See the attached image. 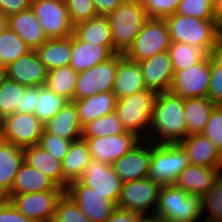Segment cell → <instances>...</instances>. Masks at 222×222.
Masks as SVG:
<instances>
[{
	"instance_id": "6da1fadb",
	"label": "cell",
	"mask_w": 222,
	"mask_h": 222,
	"mask_svg": "<svg viewBox=\"0 0 222 222\" xmlns=\"http://www.w3.org/2000/svg\"><path fill=\"white\" fill-rule=\"evenodd\" d=\"M186 136L184 98L171 91L158 93L146 140L155 144H173Z\"/></svg>"
},
{
	"instance_id": "7a4b0ae2",
	"label": "cell",
	"mask_w": 222,
	"mask_h": 222,
	"mask_svg": "<svg viewBox=\"0 0 222 222\" xmlns=\"http://www.w3.org/2000/svg\"><path fill=\"white\" fill-rule=\"evenodd\" d=\"M170 39L173 42L187 43L210 54L220 31V20H201L193 16L177 13L164 18Z\"/></svg>"
},
{
	"instance_id": "3957f363",
	"label": "cell",
	"mask_w": 222,
	"mask_h": 222,
	"mask_svg": "<svg viewBox=\"0 0 222 222\" xmlns=\"http://www.w3.org/2000/svg\"><path fill=\"white\" fill-rule=\"evenodd\" d=\"M203 215L201 196L191 195L174 185L162 186L154 217L162 222H202Z\"/></svg>"
},
{
	"instance_id": "277c9868",
	"label": "cell",
	"mask_w": 222,
	"mask_h": 222,
	"mask_svg": "<svg viewBox=\"0 0 222 222\" xmlns=\"http://www.w3.org/2000/svg\"><path fill=\"white\" fill-rule=\"evenodd\" d=\"M157 95L158 93L155 91L145 89L117 99L115 113L126 132L135 134L141 140L148 138L151 115Z\"/></svg>"
},
{
	"instance_id": "5b68a950",
	"label": "cell",
	"mask_w": 222,
	"mask_h": 222,
	"mask_svg": "<svg viewBox=\"0 0 222 222\" xmlns=\"http://www.w3.org/2000/svg\"><path fill=\"white\" fill-rule=\"evenodd\" d=\"M112 34L113 49L124 54L149 19L139 1H127L107 15Z\"/></svg>"
},
{
	"instance_id": "8992f818",
	"label": "cell",
	"mask_w": 222,
	"mask_h": 222,
	"mask_svg": "<svg viewBox=\"0 0 222 222\" xmlns=\"http://www.w3.org/2000/svg\"><path fill=\"white\" fill-rule=\"evenodd\" d=\"M189 164L186 151L179 143H153L148 177L161 186L173 185L178 175Z\"/></svg>"
},
{
	"instance_id": "52a82bcc",
	"label": "cell",
	"mask_w": 222,
	"mask_h": 222,
	"mask_svg": "<svg viewBox=\"0 0 222 222\" xmlns=\"http://www.w3.org/2000/svg\"><path fill=\"white\" fill-rule=\"evenodd\" d=\"M170 44L171 39L165 19L149 18L124 55L130 60L140 62L158 53L167 52Z\"/></svg>"
},
{
	"instance_id": "ba28073f",
	"label": "cell",
	"mask_w": 222,
	"mask_h": 222,
	"mask_svg": "<svg viewBox=\"0 0 222 222\" xmlns=\"http://www.w3.org/2000/svg\"><path fill=\"white\" fill-rule=\"evenodd\" d=\"M162 186L146 177L123 183L118 208L153 216Z\"/></svg>"
},
{
	"instance_id": "9c48e42d",
	"label": "cell",
	"mask_w": 222,
	"mask_h": 222,
	"mask_svg": "<svg viewBox=\"0 0 222 222\" xmlns=\"http://www.w3.org/2000/svg\"><path fill=\"white\" fill-rule=\"evenodd\" d=\"M65 189L56 186L45 192L24 193L21 195H7L11 204L24 216L35 222H52L60 198Z\"/></svg>"
},
{
	"instance_id": "30bf717a",
	"label": "cell",
	"mask_w": 222,
	"mask_h": 222,
	"mask_svg": "<svg viewBox=\"0 0 222 222\" xmlns=\"http://www.w3.org/2000/svg\"><path fill=\"white\" fill-rule=\"evenodd\" d=\"M30 8L41 23L47 39L65 38L73 34L66 2L60 0H31Z\"/></svg>"
},
{
	"instance_id": "8fae6325",
	"label": "cell",
	"mask_w": 222,
	"mask_h": 222,
	"mask_svg": "<svg viewBox=\"0 0 222 222\" xmlns=\"http://www.w3.org/2000/svg\"><path fill=\"white\" fill-rule=\"evenodd\" d=\"M119 61L120 53H117L109 60L79 72L74 100L113 91Z\"/></svg>"
},
{
	"instance_id": "7c38bea8",
	"label": "cell",
	"mask_w": 222,
	"mask_h": 222,
	"mask_svg": "<svg viewBox=\"0 0 222 222\" xmlns=\"http://www.w3.org/2000/svg\"><path fill=\"white\" fill-rule=\"evenodd\" d=\"M211 74V56L208 54L196 65L178 70L170 91L183 98L208 97Z\"/></svg>"
},
{
	"instance_id": "4fadbf2b",
	"label": "cell",
	"mask_w": 222,
	"mask_h": 222,
	"mask_svg": "<svg viewBox=\"0 0 222 222\" xmlns=\"http://www.w3.org/2000/svg\"><path fill=\"white\" fill-rule=\"evenodd\" d=\"M44 124L34 114L14 113L3 118L0 139L25 148L39 145Z\"/></svg>"
},
{
	"instance_id": "5bb4252c",
	"label": "cell",
	"mask_w": 222,
	"mask_h": 222,
	"mask_svg": "<svg viewBox=\"0 0 222 222\" xmlns=\"http://www.w3.org/2000/svg\"><path fill=\"white\" fill-rule=\"evenodd\" d=\"M65 193L75 201L82 213L92 222H106L117 207L112 201L87 187L80 180L70 182Z\"/></svg>"
},
{
	"instance_id": "9a60e30c",
	"label": "cell",
	"mask_w": 222,
	"mask_h": 222,
	"mask_svg": "<svg viewBox=\"0 0 222 222\" xmlns=\"http://www.w3.org/2000/svg\"><path fill=\"white\" fill-rule=\"evenodd\" d=\"M80 181L117 206L124 182L114 172L112 164L92 159Z\"/></svg>"
},
{
	"instance_id": "2e32d148",
	"label": "cell",
	"mask_w": 222,
	"mask_h": 222,
	"mask_svg": "<svg viewBox=\"0 0 222 222\" xmlns=\"http://www.w3.org/2000/svg\"><path fill=\"white\" fill-rule=\"evenodd\" d=\"M82 139L88 145L91 158L107 164L117 161L141 140L138 136L130 132Z\"/></svg>"
},
{
	"instance_id": "e0dca14e",
	"label": "cell",
	"mask_w": 222,
	"mask_h": 222,
	"mask_svg": "<svg viewBox=\"0 0 222 222\" xmlns=\"http://www.w3.org/2000/svg\"><path fill=\"white\" fill-rule=\"evenodd\" d=\"M152 149V141L140 140L128 153L112 163L114 172L123 182L148 177Z\"/></svg>"
},
{
	"instance_id": "ac0fdd59",
	"label": "cell",
	"mask_w": 222,
	"mask_h": 222,
	"mask_svg": "<svg viewBox=\"0 0 222 222\" xmlns=\"http://www.w3.org/2000/svg\"><path fill=\"white\" fill-rule=\"evenodd\" d=\"M6 78L26 87L45 86L48 70L35 50H30L5 67Z\"/></svg>"
},
{
	"instance_id": "d6986e66",
	"label": "cell",
	"mask_w": 222,
	"mask_h": 222,
	"mask_svg": "<svg viewBox=\"0 0 222 222\" xmlns=\"http://www.w3.org/2000/svg\"><path fill=\"white\" fill-rule=\"evenodd\" d=\"M139 64L147 89L156 93L170 91L175 71L168 51L140 61Z\"/></svg>"
},
{
	"instance_id": "ffe728a7",
	"label": "cell",
	"mask_w": 222,
	"mask_h": 222,
	"mask_svg": "<svg viewBox=\"0 0 222 222\" xmlns=\"http://www.w3.org/2000/svg\"><path fill=\"white\" fill-rule=\"evenodd\" d=\"M191 165L222 168V153L203 134H193L186 136L179 142Z\"/></svg>"
},
{
	"instance_id": "44dd1931",
	"label": "cell",
	"mask_w": 222,
	"mask_h": 222,
	"mask_svg": "<svg viewBox=\"0 0 222 222\" xmlns=\"http://www.w3.org/2000/svg\"><path fill=\"white\" fill-rule=\"evenodd\" d=\"M222 174V168H210L189 164L178 175L173 185L187 193L203 196L213 187L214 182Z\"/></svg>"
},
{
	"instance_id": "7402d4cb",
	"label": "cell",
	"mask_w": 222,
	"mask_h": 222,
	"mask_svg": "<svg viewBox=\"0 0 222 222\" xmlns=\"http://www.w3.org/2000/svg\"><path fill=\"white\" fill-rule=\"evenodd\" d=\"M114 55L107 46L83 42L74 34L71 35V61L69 66L77 73L105 62Z\"/></svg>"
},
{
	"instance_id": "603a6c76",
	"label": "cell",
	"mask_w": 222,
	"mask_h": 222,
	"mask_svg": "<svg viewBox=\"0 0 222 222\" xmlns=\"http://www.w3.org/2000/svg\"><path fill=\"white\" fill-rule=\"evenodd\" d=\"M145 89L147 88L139 62L130 60L120 53V61L112 91L116 98L120 99L124 96H130Z\"/></svg>"
},
{
	"instance_id": "cb8c5ba5",
	"label": "cell",
	"mask_w": 222,
	"mask_h": 222,
	"mask_svg": "<svg viewBox=\"0 0 222 222\" xmlns=\"http://www.w3.org/2000/svg\"><path fill=\"white\" fill-rule=\"evenodd\" d=\"M7 25L31 50H36L47 40L41 23L31 8L10 15Z\"/></svg>"
},
{
	"instance_id": "d4e9b609",
	"label": "cell",
	"mask_w": 222,
	"mask_h": 222,
	"mask_svg": "<svg viewBox=\"0 0 222 222\" xmlns=\"http://www.w3.org/2000/svg\"><path fill=\"white\" fill-rule=\"evenodd\" d=\"M82 130L83 127L73 101H68L51 120L44 124L46 133L55 134L72 142L82 138Z\"/></svg>"
},
{
	"instance_id": "484cf974",
	"label": "cell",
	"mask_w": 222,
	"mask_h": 222,
	"mask_svg": "<svg viewBox=\"0 0 222 222\" xmlns=\"http://www.w3.org/2000/svg\"><path fill=\"white\" fill-rule=\"evenodd\" d=\"M24 161L30 166L42 172L51 179L57 186L67 189L68 182L63 178L62 161L57 160L40 145H33L23 148Z\"/></svg>"
},
{
	"instance_id": "4316f807",
	"label": "cell",
	"mask_w": 222,
	"mask_h": 222,
	"mask_svg": "<svg viewBox=\"0 0 222 222\" xmlns=\"http://www.w3.org/2000/svg\"><path fill=\"white\" fill-rule=\"evenodd\" d=\"M24 161L23 148L0 139V196L11 191L16 174Z\"/></svg>"
},
{
	"instance_id": "83f0119b",
	"label": "cell",
	"mask_w": 222,
	"mask_h": 222,
	"mask_svg": "<svg viewBox=\"0 0 222 222\" xmlns=\"http://www.w3.org/2000/svg\"><path fill=\"white\" fill-rule=\"evenodd\" d=\"M73 102L76 105L78 118L83 127L96 118L115 112L117 98L112 91H109Z\"/></svg>"
},
{
	"instance_id": "f1b7e54d",
	"label": "cell",
	"mask_w": 222,
	"mask_h": 222,
	"mask_svg": "<svg viewBox=\"0 0 222 222\" xmlns=\"http://www.w3.org/2000/svg\"><path fill=\"white\" fill-rule=\"evenodd\" d=\"M73 34L81 41L107 46L114 54L112 34L107 16L98 15L74 25Z\"/></svg>"
},
{
	"instance_id": "f546056e",
	"label": "cell",
	"mask_w": 222,
	"mask_h": 222,
	"mask_svg": "<svg viewBox=\"0 0 222 222\" xmlns=\"http://www.w3.org/2000/svg\"><path fill=\"white\" fill-rule=\"evenodd\" d=\"M57 185L25 161L19 167L13 186L8 195H21L24 193L45 192L53 190Z\"/></svg>"
},
{
	"instance_id": "4dcf8cb0",
	"label": "cell",
	"mask_w": 222,
	"mask_h": 222,
	"mask_svg": "<svg viewBox=\"0 0 222 222\" xmlns=\"http://www.w3.org/2000/svg\"><path fill=\"white\" fill-rule=\"evenodd\" d=\"M35 51L48 71L57 67L69 66L71 61V36L47 39Z\"/></svg>"
},
{
	"instance_id": "1f68e13d",
	"label": "cell",
	"mask_w": 222,
	"mask_h": 222,
	"mask_svg": "<svg viewBox=\"0 0 222 222\" xmlns=\"http://www.w3.org/2000/svg\"><path fill=\"white\" fill-rule=\"evenodd\" d=\"M92 160L88 145L82 138L71 143L62 160L63 178L68 182L80 180Z\"/></svg>"
},
{
	"instance_id": "d6a6232c",
	"label": "cell",
	"mask_w": 222,
	"mask_h": 222,
	"mask_svg": "<svg viewBox=\"0 0 222 222\" xmlns=\"http://www.w3.org/2000/svg\"><path fill=\"white\" fill-rule=\"evenodd\" d=\"M217 105L209 98H184L187 136L202 134L211 112Z\"/></svg>"
},
{
	"instance_id": "836d02e7",
	"label": "cell",
	"mask_w": 222,
	"mask_h": 222,
	"mask_svg": "<svg viewBox=\"0 0 222 222\" xmlns=\"http://www.w3.org/2000/svg\"><path fill=\"white\" fill-rule=\"evenodd\" d=\"M78 73L71 66L48 71L45 86L68 101H74Z\"/></svg>"
},
{
	"instance_id": "e575fe53",
	"label": "cell",
	"mask_w": 222,
	"mask_h": 222,
	"mask_svg": "<svg viewBox=\"0 0 222 222\" xmlns=\"http://www.w3.org/2000/svg\"><path fill=\"white\" fill-rule=\"evenodd\" d=\"M67 102L68 100L57 95L46 86H38L34 115L41 123L45 124L51 120Z\"/></svg>"
},
{
	"instance_id": "d590c367",
	"label": "cell",
	"mask_w": 222,
	"mask_h": 222,
	"mask_svg": "<svg viewBox=\"0 0 222 222\" xmlns=\"http://www.w3.org/2000/svg\"><path fill=\"white\" fill-rule=\"evenodd\" d=\"M168 52L175 72L196 65L208 55L204 50L190 44L173 41Z\"/></svg>"
},
{
	"instance_id": "8d00e7d4",
	"label": "cell",
	"mask_w": 222,
	"mask_h": 222,
	"mask_svg": "<svg viewBox=\"0 0 222 222\" xmlns=\"http://www.w3.org/2000/svg\"><path fill=\"white\" fill-rule=\"evenodd\" d=\"M26 86L5 78L0 85V115L5 118L20 113L21 99Z\"/></svg>"
},
{
	"instance_id": "74e56055",
	"label": "cell",
	"mask_w": 222,
	"mask_h": 222,
	"mask_svg": "<svg viewBox=\"0 0 222 222\" xmlns=\"http://www.w3.org/2000/svg\"><path fill=\"white\" fill-rule=\"evenodd\" d=\"M31 49L8 27L0 34V66L6 67Z\"/></svg>"
},
{
	"instance_id": "f35d334b",
	"label": "cell",
	"mask_w": 222,
	"mask_h": 222,
	"mask_svg": "<svg viewBox=\"0 0 222 222\" xmlns=\"http://www.w3.org/2000/svg\"><path fill=\"white\" fill-rule=\"evenodd\" d=\"M122 122L115 112L104 115L83 126L82 138H96L125 133Z\"/></svg>"
},
{
	"instance_id": "ab89813d",
	"label": "cell",
	"mask_w": 222,
	"mask_h": 222,
	"mask_svg": "<svg viewBox=\"0 0 222 222\" xmlns=\"http://www.w3.org/2000/svg\"><path fill=\"white\" fill-rule=\"evenodd\" d=\"M203 219L222 221V174L213 187L202 196Z\"/></svg>"
},
{
	"instance_id": "60d3db41",
	"label": "cell",
	"mask_w": 222,
	"mask_h": 222,
	"mask_svg": "<svg viewBox=\"0 0 222 222\" xmlns=\"http://www.w3.org/2000/svg\"><path fill=\"white\" fill-rule=\"evenodd\" d=\"M52 222H92L66 193L60 198Z\"/></svg>"
},
{
	"instance_id": "b9f144b4",
	"label": "cell",
	"mask_w": 222,
	"mask_h": 222,
	"mask_svg": "<svg viewBox=\"0 0 222 222\" xmlns=\"http://www.w3.org/2000/svg\"><path fill=\"white\" fill-rule=\"evenodd\" d=\"M176 13L201 20H219L214 12L212 0H181Z\"/></svg>"
},
{
	"instance_id": "7bdbcfd3",
	"label": "cell",
	"mask_w": 222,
	"mask_h": 222,
	"mask_svg": "<svg viewBox=\"0 0 222 222\" xmlns=\"http://www.w3.org/2000/svg\"><path fill=\"white\" fill-rule=\"evenodd\" d=\"M181 0H140L149 18L164 19L179 9Z\"/></svg>"
},
{
	"instance_id": "ee69618b",
	"label": "cell",
	"mask_w": 222,
	"mask_h": 222,
	"mask_svg": "<svg viewBox=\"0 0 222 222\" xmlns=\"http://www.w3.org/2000/svg\"><path fill=\"white\" fill-rule=\"evenodd\" d=\"M66 5L73 26L98 16L93 0H67Z\"/></svg>"
},
{
	"instance_id": "f6af8a7d",
	"label": "cell",
	"mask_w": 222,
	"mask_h": 222,
	"mask_svg": "<svg viewBox=\"0 0 222 222\" xmlns=\"http://www.w3.org/2000/svg\"><path fill=\"white\" fill-rule=\"evenodd\" d=\"M71 143V140L43 131L39 145L53 155L57 160L62 161L67 154Z\"/></svg>"
},
{
	"instance_id": "bcb514c9",
	"label": "cell",
	"mask_w": 222,
	"mask_h": 222,
	"mask_svg": "<svg viewBox=\"0 0 222 222\" xmlns=\"http://www.w3.org/2000/svg\"><path fill=\"white\" fill-rule=\"evenodd\" d=\"M202 134L222 153V106L213 109Z\"/></svg>"
},
{
	"instance_id": "7dc6e473",
	"label": "cell",
	"mask_w": 222,
	"mask_h": 222,
	"mask_svg": "<svg viewBox=\"0 0 222 222\" xmlns=\"http://www.w3.org/2000/svg\"><path fill=\"white\" fill-rule=\"evenodd\" d=\"M208 97L217 106H222V64L217 63L212 57Z\"/></svg>"
},
{
	"instance_id": "c3c4849f",
	"label": "cell",
	"mask_w": 222,
	"mask_h": 222,
	"mask_svg": "<svg viewBox=\"0 0 222 222\" xmlns=\"http://www.w3.org/2000/svg\"><path fill=\"white\" fill-rule=\"evenodd\" d=\"M0 222H35L20 213L9 200L0 201Z\"/></svg>"
},
{
	"instance_id": "681fc988",
	"label": "cell",
	"mask_w": 222,
	"mask_h": 222,
	"mask_svg": "<svg viewBox=\"0 0 222 222\" xmlns=\"http://www.w3.org/2000/svg\"><path fill=\"white\" fill-rule=\"evenodd\" d=\"M31 0H0V11L9 17L30 8Z\"/></svg>"
},
{
	"instance_id": "f907efd6",
	"label": "cell",
	"mask_w": 222,
	"mask_h": 222,
	"mask_svg": "<svg viewBox=\"0 0 222 222\" xmlns=\"http://www.w3.org/2000/svg\"><path fill=\"white\" fill-rule=\"evenodd\" d=\"M38 96V86L26 87L21 99L20 113L34 114L36 97Z\"/></svg>"
},
{
	"instance_id": "816d5d0a",
	"label": "cell",
	"mask_w": 222,
	"mask_h": 222,
	"mask_svg": "<svg viewBox=\"0 0 222 222\" xmlns=\"http://www.w3.org/2000/svg\"><path fill=\"white\" fill-rule=\"evenodd\" d=\"M144 216L116 207L106 222H140Z\"/></svg>"
},
{
	"instance_id": "f5cc1de1",
	"label": "cell",
	"mask_w": 222,
	"mask_h": 222,
	"mask_svg": "<svg viewBox=\"0 0 222 222\" xmlns=\"http://www.w3.org/2000/svg\"><path fill=\"white\" fill-rule=\"evenodd\" d=\"M124 0H93L98 15L107 16L120 6Z\"/></svg>"
},
{
	"instance_id": "db71d44e",
	"label": "cell",
	"mask_w": 222,
	"mask_h": 222,
	"mask_svg": "<svg viewBox=\"0 0 222 222\" xmlns=\"http://www.w3.org/2000/svg\"><path fill=\"white\" fill-rule=\"evenodd\" d=\"M210 56L217 62L222 64V30L220 31L218 38L214 44V47L210 53Z\"/></svg>"
},
{
	"instance_id": "11a10c76",
	"label": "cell",
	"mask_w": 222,
	"mask_h": 222,
	"mask_svg": "<svg viewBox=\"0 0 222 222\" xmlns=\"http://www.w3.org/2000/svg\"><path fill=\"white\" fill-rule=\"evenodd\" d=\"M212 4L217 18L222 22V0H212Z\"/></svg>"
},
{
	"instance_id": "9f6ffc18",
	"label": "cell",
	"mask_w": 222,
	"mask_h": 222,
	"mask_svg": "<svg viewBox=\"0 0 222 222\" xmlns=\"http://www.w3.org/2000/svg\"><path fill=\"white\" fill-rule=\"evenodd\" d=\"M8 17L0 11V34L8 27Z\"/></svg>"
},
{
	"instance_id": "6f0895ef",
	"label": "cell",
	"mask_w": 222,
	"mask_h": 222,
	"mask_svg": "<svg viewBox=\"0 0 222 222\" xmlns=\"http://www.w3.org/2000/svg\"><path fill=\"white\" fill-rule=\"evenodd\" d=\"M140 222H162L161 220H159L158 218L154 217V216H144Z\"/></svg>"
},
{
	"instance_id": "680465c9",
	"label": "cell",
	"mask_w": 222,
	"mask_h": 222,
	"mask_svg": "<svg viewBox=\"0 0 222 222\" xmlns=\"http://www.w3.org/2000/svg\"><path fill=\"white\" fill-rule=\"evenodd\" d=\"M6 78V74H5V67L4 66H0V85L3 82V80Z\"/></svg>"
},
{
	"instance_id": "91938a15",
	"label": "cell",
	"mask_w": 222,
	"mask_h": 222,
	"mask_svg": "<svg viewBox=\"0 0 222 222\" xmlns=\"http://www.w3.org/2000/svg\"><path fill=\"white\" fill-rule=\"evenodd\" d=\"M2 126H3V117L0 115V133L2 130Z\"/></svg>"
},
{
	"instance_id": "94428289",
	"label": "cell",
	"mask_w": 222,
	"mask_h": 222,
	"mask_svg": "<svg viewBox=\"0 0 222 222\" xmlns=\"http://www.w3.org/2000/svg\"><path fill=\"white\" fill-rule=\"evenodd\" d=\"M202 222H222V221H214V220H207V219H205V220L202 221Z\"/></svg>"
}]
</instances>
